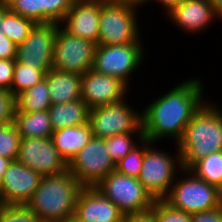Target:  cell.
I'll list each match as a JSON object with an SVG mask.
<instances>
[{"instance_id": "6da1fadb", "label": "cell", "mask_w": 222, "mask_h": 222, "mask_svg": "<svg viewBox=\"0 0 222 222\" xmlns=\"http://www.w3.org/2000/svg\"><path fill=\"white\" fill-rule=\"evenodd\" d=\"M175 85L140 108L144 139L155 145L165 138L177 144L186 125L209 99L200 76Z\"/></svg>"}, {"instance_id": "7a4b0ae2", "label": "cell", "mask_w": 222, "mask_h": 222, "mask_svg": "<svg viewBox=\"0 0 222 222\" xmlns=\"http://www.w3.org/2000/svg\"><path fill=\"white\" fill-rule=\"evenodd\" d=\"M210 100L194 114L177 143L182 169L189 170L208 154L222 150V107Z\"/></svg>"}, {"instance_id": "3957f363", "label": "cell", "mask_w": 222, "mask_h": 222, "mask_svg": "<svg viewBox=\"0 0 222 222\" xmlns=\"http://www.w3.org/2000/svg\"><path fill=\"white\" fill-rule=\"evenodd\" d=\"M83 188L68 170L57 175L43 176L25 206L41 221L59 222L74 215Z\"/></svg>"}, {"instance_id": "277c9868", "label": "cell", "mask_w": 222, "mask_h": 222, "mask_svg": "<svg viewBox=\"0 0 222 222\" xmlns=\"http://www.w3.org/2000/svg\"><path fill=\"white\" fill-rule=\"evenodd\" d=\"M173 145L175 154L174 151L169 152L165 148L158 149L145 139V152L138 180L154 200H163L168 195L178 173L182 170L177 144Z\"/></svg>"}, {"instance_id": "5b68a950", "label": "cell", "mask_w": 222, "mask_h": 222, "mask_svg": "<svg viewBox=\"0 0 222 222\" xmlns=\"http://www.w3.org/2000/svg\"><path fill=\"white\" fill-rule=\"evenodd\" d=\"M139 8L142 6L131 2L105 0L100 9L97 45L145 42L139 29L141 28L139 26L141 23L138 22Z\"/></svg>"}, {"instance_id": "8992f818", "label": "cell", "mask_w": 222, "mask_h": 222, "mask_svg": "<svg viewBox=\"0 0 222 222\" xmlns=\"http://www.w3.org/2000/svg\"><path fill=\"white\" fill-rule=\"evenodd\" d=\"M144 42L97 45L92 69L95 72L120 79L131 88L132 75L144 65L147 48ZM145 46V47H144ZM146 50V51H145Z\"/></svg>"}, {"instance_id": "52a82bcc", "label": "cell", "mask_w": 222, "mask_h": 222, "mask_svg": "<svg viewBox=\"0 0 222 222\" xmlns=\"http://www.w3.org/2000/svg\"><path fill=\"white\" fill-rule=\"evenodd\" d=\"M163 200L171 207L191 215L218 207L215 186L185 169L178 173L168 195Z\"/></svg>"}, {"instance_id": "ba28073f", "label": "cell", "mask_w": 222, "mask_h": 222, "mask_svg": "<svg viewBox=\"0 0 222 222\" xmlns=\"http://www.w3.org/2000/svg\"><path fill=\"white\" fill-rule=\"evenodd\" d=\"M95 188L124 215L148 212L154 202L138 178L122 175L116 170L103 178Z\"/></svg>"}, {"instance_id": "9c48e42d", "label": "cell", "mask_w": 222, "mask_h": 222, "mask_svg": "<svg viewBox=\"0 0 222 222\" xmlns=\"http://www.w3.org/2000/svg\"><path fill=\"white\" fill-rule=\"evenodd\" d=\"M128 98L90 109L88 123L93 137L105 139L116 134L132 133L142 125L141 110L133 108Z\"/></svg>"}, {"instance_id": "30bf717a", "label": "cell", "mask_w": 222, "mask_h": 222, "mask_svg": "<svg viewBox=\"0 0 222 222\" xmlns=\"http://www.w3.org/2000/svg\"><path fill=\"white\" fill-rule=\"evenodd\" d=\"M97 44L57 28L52 68L82 75L92 69Z\"/></svg>"}, {"instance_id": "8fae6325", "label": "cell", "mask_w": 222, "mask_h": 222, "mask_svg": "<svg viewBox=\"0 0 222 222\" xmlns=\"http://www.w3.org/2000/svg\"><path fill=\"white\" fill-rule=\"evenodd\" d=\"M116 165L106 149L105 140L93 137L68 163V171L83 187H95Z\"/></svg>"}, {"instance_id": "7c38bea8", "label": "cell", "mask_w": 222, "mask_h": 222, "mask_svg": "<svg viewBox=\"0 0 222 222\" xmlns=\"http://www.w3.org/2000/svg\"><path fill=\"white\" fill-rule=\"evenodd\" d=\"M57 23H36L28 37L17 46L16 61L45 74L52 69Z\"/></svg>"}, {"instance_id": "4fadbf2b", "label": "cell", "mask_w": 222, "mask_h": 222, "mask_svg": "<svg viewBox=\"0 0 222 222\" xmlns=\"http://www.w3.org/2000/svg\"><path fill=\"white\" fill-rule=\"evenodd\" d=\"M17 161L42 176L57 175L68 170V163L49 138H21Z\"/></svg>"}, {"instance_id": "5bb4252c", "label": "cell", "mask_w": 222, "mask_h": 222, "mask_svg": "<svg viewBox=\"0 0 222 222\" xmlns=\"http://www.w3.org/2000/svg\"><path fill=\"white\" fill-rule=\"evenodd\" d=\"M131 89L120 79L95 72L93 69L81 75V99L89 109L121 102Z\"/></svg>"}, {"instance_id": "9a60e30c", "label": "cell", "mask_w": 222, "mask_h": 222, "mask_svg": "<svg viewBox=\"0 0 222 222\" xmlns=\"http://www.w3.org/2000/svg\"><path fill=\"white\" fill-rule=\"evenodd\" d=\"M42 177L21 162L12 161L0 182V205H26Z\"/></svg>"}, {"instance_id": "2e32d148", "label": "cell", "mask_w": 222, "mask_h": 222, "mask_svg": "<svg viewBox=\"0 0 222 222\" xmlns=\"http://www.w3.org/2000/svg\"><path fill=\"white\" fill-rule=\"evenodd\" d=\"M105 0H74L60 26L69 34L98 44L99 16Z\"/></svg>"}, {"instance_id": "e0dca14e", "label": "cell", "mask_w": 222, "mask_h": 222, "mask_svg": "<svg viewBox=\"0 0 222 222\" xmlns=\"http://www.w3.org/2000/svg\"><path fill=\"white\" fill-rule=\"evenodd\" d=\"M166 17L169 18L168 22L179 27V31L191 35L203 34L218 20L210 0H185L166 14Z\"/></svg>"}, {"instance_id": "ac0fdd59", "label": "cell", "mask_w": 222, "mask_h": 222, "mask_svg": "<svg viewBox=\"0 0 222 222\" xmlns=\"http://www.w3.org/2000/svg\"><path fill=\"white\" fill-rule=\"evenodd\" d=\"M74 215L82 222H122L124 214L95 187H84L79 193Z\"/></svg>"}, {"instance_id": "d6986e66", "label": "cell", "mask_w": 222, "mask_h": 222, "mask_svg": "<svg viewBox=\"0 0 222 222\" xmlns=\"http://www.w3.org/2000/svg\"><path fill=\"white\" fill-rule=\"evenodd\" d=\"M93 138L89 123L53 131L51 139L57 151L67 163Z\"/></svg>"}, {"instance_id": "ffe728a7", "label": "cell", "mask_w": 222, "mask_h": 222, "mask_svg": "<svg viewBox=\"0 0 222 222\" xmlns=\"http://www.w3.org/2000/svg\"><path fill=\"white\" fill-rule=\"evenodd\" d=\"M52 104L81 99V75L51 69L45 74Z\"/></svg>"}, {"instance_id": "44dd1931", "label": "cell", "mask_w": 222, "mask_h": 222, "mask_svg": "<svg viewBox=\"0 0 222 222\" xmlns=\"http://www.w3.org/2000/svg\"><path fill=\"white\" fill-rule=\"evenodd\" d=\"M89 111L88 105L82 99L69 103L52 104L48 109L54 131L88 123Z\"/></svg>"}, {"instance_id": "7402d4cb", "label": "cell", "mask_w": 222, "mask_h": 222, "mask_svg": "<svg viewBox=\"0 0 222 222\" xmlns=\"http://www.w3.org/2000/svg\"><path fill=\"white\" fill-rule=\"evenodd\" d=\"M13 122L21 138H49L54 131L48 110L38 112L15 110Z\"/></svg>"}, {"instance_id": "603a6c76", "label": "cell", "mask_w": 222, "mask_h": 222, "mask_svg": "<svg viewBox=\"0 0 222 222\" xmlns=\"http://www.w3.org/2000/svg\"><path fill=\"white\" fill-rule=\"evenodd\" d=\"M16 111H46L52 105L47 80L28 88L15 96Z\"/></svg>"}, {"instance_id": "cb8c5ba5", "label": "cell", "mask_w": 222, "mask_h": 222, "mask_svg": "<svg viewBox=\"0 0 222 222\" xmlns=\"http://www.w3.org/2000/svg\"><path fill=\"white\" fill-rule=\"evenodd\" d=\"M104 140L106 149L116 165L121 158H124L144 140L142 125L135 132L116 134Z\"/></svg>"}, {"instance_id": "d4e9b609", "label": "cell", "mask_w": 222, "mask_h": 222, "mask_svg": "<svg viewBox=\"0 0 222 222\" xmlns=\"http://www.w3.org/2000/svg\"><path fill=\"white\" fill-rule=\"evenodd\" d=\"M36 23L26 17L11 12L3 2V33L17 46L27 37Z\"/></svg>"}, {"instance_id": "484cf974", "label": "cell", "mask_w": 222, "mask_h": 222, "mask_svg": "<svg viewBox=\"0 0 222 222\" xmlns=\"http://www.w3.org/2000/svg\"><path fill=\"white\" fill-rule=\"evenodd\" d=\"M189 170L208 184L218 185L222 182V150L208 154Z\"/></svg>"}, {"instance_id": "4316f807", "label": "cell", "mask_w": 222, "mask_h": 222, "mask_svg": "<svg viewBox=\"0 0 222 222\" xmlns=\"http://www.w3.org/2000/svg\"><path fill=\"white\" fill-rule=\"evenodd\" d=\"M45 79V73L15 60L11 92L14 96Z\"/></svg>"}, {"instance_id": "83f0119b", "label": "cell", "mask_w": 222, "mask_h": 222, "mask_svg": "<svg viewBox=\"0 0 222 222\" xmlns=\"http://www.w3.org/2000/svg\"><path fill=\"white\" fill-rule=\"evenodd\" d=\"M21 136L14 122L0 126V156L17 160Z\"/></svg>"}, {"instance_id": "f1b7e54d", "label": "cell", "mask_w": 222, "mask_h": 222, "mask_svg": "<svg viewBox=\"0 0 222 222\" xmlns=\"http://www.w3.org/2000/svg\"><path fill=\"white\" fill-rule=\"evenodd\" d=\"M145 152V139L124 158L116 164V171L122 175L138 178L140 175L143 155Z\"/></svg>"}, {"instance_id": "f546056e", "label": "cell", "mask_w": 222, "mask_h": 222, "mask_svg": "<svg viewBox=\"0 0 222 222\" xmlns=\"http://www.w3.org/2000/svg\"><path fill=\"white\" fill-rule=\"evenodd\" d=\"M15 14L30 18L35 23H43L41 0H2Z\"/></svg>"}, {"instance_id": "4dcf8cb0", "label": "cell", "mask_w": 222, "mask_h": 222, "mask_svg": "<svg viewBox=\"0 0 222 222\" xmlns=\"http://www.w3.org/2000/svg\"><path fill=\"white\" fill-rule=\"evenodd\" d=\"M74 0H41L43 23L60 24Z\"/></svg>"}, {"instance_id": "1f68e13d", "label": "cell", "mask_w": 222, "mask_h": 222, "mask_svg": "<svg viewBox=\"0 0 222 222\" xmlns=\"http://www.w3.org/2000/svg\"><path fill=\"white\" fill-rule=\"evenodd\" d=\"M151 211L157 222H192L191 214L171 207L164 200H154Z\"/></svg>"}, {"instance_id": "d6a6232c", "label": "cell", "mask_w": 222, "mask_h": 222, "mask_svg": "<svg viewBox=\"0 0 222 222\" xmlns=\"http://www.w3.org/2000/svg\"><path fill=\"white\" fill-rule=\"evenodd\" d=\"M25 205H0V222H40Z\"/></svg>"}, {"instance_id": "836d02e7", "label": "cell", "mask_w": 222, "mask_h": 222, "mask_svg": "<svg viewBox=\"0 0 222 222\" xmlns=\"http://www.w3.org/2000/svg\"><path fill=\"white\" fill-rule=\"evenodd\" d=\"M15 96L11 91L0 89V126L14 121Z\"/></svg>"}, {"instance_id": "e575fe53", "label": "cell", "mask_w": 222, "mask_h": 222, "mask_svg": "<svg viewBox=\"0 0 222 222\" xmlns=\"http://www.w3.org/2000/svg\"><path fill=\"white\" fill-rule=\"evenodd\" d=\"M15 67V59H0V89L10 91Z\"/></svg>"}, {"instance_id": "d590c367", "label": "cell", "mask_w": 222, "mask_h": 222, "mask_svg": "<svg viewBox=\"0 0 222 222\" xmlns=\"http://www.w3.org/2000/svg\"><path fill=\"white\" fill-rule=\"evenodd\" d=\"M192 222H222V209H214L191 215Z\"/></svg>"}, {"instance_id": "8d00e7d4", "label": "cell", "mask_w": 222, "mask_h": 222, "mask_svg": "<svg viewBox=\"0 0 222 222\" xmlns=\"http://www.w3.org/2000/svg\"><path fill=\"white\" fill-rule=\"evenodd\" d=\"M17 45L4 33L0 34V59H16Z\"/></svg>"}, {"instance_id": "74e56055", "label": "cell", "mask_w": 222, "mask_h": 222, "mask_svg": "<svg viewBox=\"0 0 222 222\" xmlns=\"http://www.w3.org/2000/svg\"><path fill=\"white\" fill-rule=\"evenodd\" d=\"M122 222H157L155 214L150 210L140 214L124 215Z\"/></svg>"}, {"instance_id": "f35d334b", "label": "cell", "mask_w": 222, "mask_h": 222, "mask_svg": "<svg viewBox=\"0 0 222 222\" xmlns=\"http://www.w3.org/2000/svg\"><path fill=\"white\" fill-rule=\"evenodd\" d=\"M154 1V3L156 2L157 4H161L162 6H160L161 8H163L164 11V15L165 13L168 14L174 7L178 6L179 4H181L183 1L185 0H147L145 2L146 4H152V2Z\"/></svg>"}, {"instance_id": "ab89813d", "label": "cell", "mask_w": 222, "mask_h": 222, "mask_svg": "<svg viewBox=\"0 0 222 222\" xmlns=\"http://www.w3.org/2000/svg\"><path fill=\"white\" fill-rule=\"evenodd\" d=\"M213 7L214 12L216 14V17L219 19V21H222V0H210Z\"/></svg>"}, {"instance_id": "60d3db41", "label": "cell", "mask_w": 222, "mask_h": 222, "mask_svg": "<svg viewBox=\"0 0 222 222\" xmlns=\"http://www.w3.org/2000/svg\"><path fill=\"white\" fill-rule=\"evenodd\" d=\"M12 160L0 156V182Z\"/></svg>"}, {"instance_id": "b9f144b4", "label": "cell", "mask_w": 222, "mask_h": 222, "mask_svg": "<svg viewBox=\"0 0 222 222\" xmlns=\"http://www.w3.org/2000/svg\"><path fill=\"white\" fill-rule=\"evenodd\" d=\"M215 192L217 206L222 209V182L215 186Z\"/></svg>"}, {"instance_id": "7bdbcfd3", "label": "cell", "mask_w": 222, "mask_h": 222, "mask_svg": "<svg viewBox=\"0 0 222 222\" xmlns=\"http://www.w3.org/2000/svg\"><path fill=\"white\" fill-rule=\"evenodd\" d=\"M107 1L131 2V3H135L139 6L145 7V2L147 0H107Z\"/></svg>"}, {"instance_id": "ee69618b", "label": "cell", "mask_w": 222, "mask_h": 222, "mask_svg": "<svg viewBox=\"0 0 222 222\" xmlns=\"http://www.w3.org/2000/svg\"><path fill=\"white\" fill-rule=\"evenodd\" d=\"M3 1L0 0V34L3 33Z\"/></svg>"}, {"instance_id": "f6af8a7d", "label": "cell", "mask_w": 222, "mask_h": 222, "mask_svg": "<svg viewBox=\"0 0 222 222\" xmlns=\"http://www.w3.org/2000/svg\"><path fill=\"white\" fill-rule=\"evenodd\" d=\"M59 222H82V221L79 220L75 215H72L62 221H59Z\"/></svg>"}]
</instances>
